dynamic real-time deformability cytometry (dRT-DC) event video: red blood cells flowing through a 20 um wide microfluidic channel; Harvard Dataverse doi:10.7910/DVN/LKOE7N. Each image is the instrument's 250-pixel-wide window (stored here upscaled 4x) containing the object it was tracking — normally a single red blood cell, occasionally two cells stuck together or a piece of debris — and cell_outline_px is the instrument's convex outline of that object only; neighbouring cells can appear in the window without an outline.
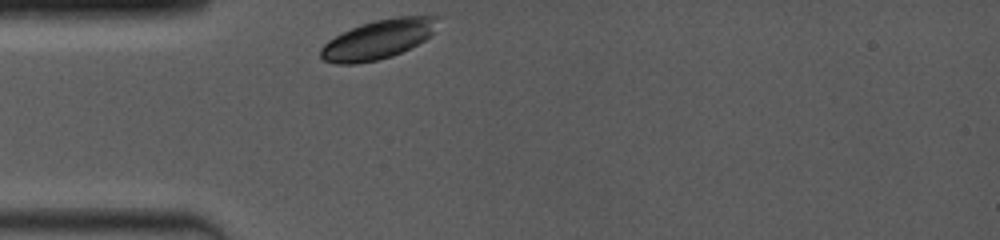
{"species": "common noctule bat (a hibernating species)", "species_latin": "Nyctalus noctula", "temperature_condition": "room temperature", "stored_images_in_passage": 13, "camera_frame_rate_fps": 4000, "um_per_image_px": 0.085, "animal": {"sex": "female", "body_mass_g": 19.0, "forearm_length_mm": 53.3}, "frame": {"image": 1, "passage_image": 1, "time_ms": 0.0, "image_size_px": [1000, 240], "cell_outline_px": [[444, 16], [432, 36], [392, 56], [376, 60], [356, 64], [336, 64], [324, 60], [320, 56], [320, 48], [328, 40], [352, 28], [376, 20], [396, 16]], "centroid_in_image_um": [32.21, 3.33], "position_along_channel_um": 52.8, "area_um2": 26.76}}
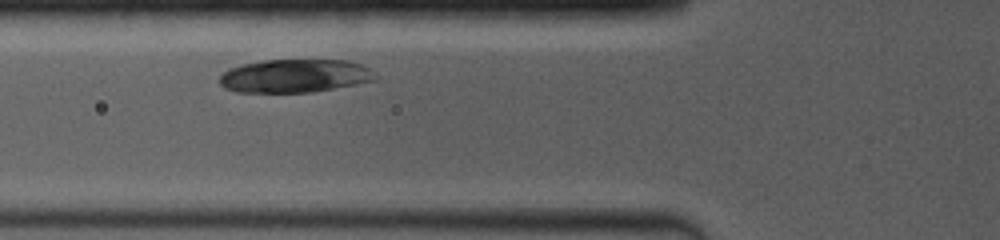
{"frame": {"image": 2, "passage_image": 8, "time_ms": 1.5, "image_size_px": [1000, 240], "cell_outline_px": [[376, 80], [356, 84], [312, 92], [236, 92], [224, 88], [220, 84], [220, 76], [228, 68], [240, 64], [264, 60], [348, 60], [360, 64], [368, 68], [376, 76]], "centroid_in_image_um": [25.02, 6.45], "position_along_channel_um": 100.8, "area_um2": 30.23}}
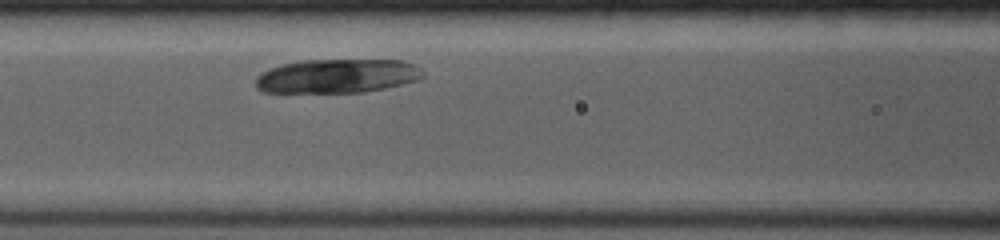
{"frame": {"image": 3, "passage_image": 12, "time_ms": 2.5, "image_size_px": [1000, 240], "cell_outline_px": [[424, 76], [420, 80], [384, 88], [364, 92], [264, 92], [256, 88], [256, 76], [260, 72], [284, 64], [304, 60], [404, 60], [420, 68], [424, 72]], "centroid_in_image_um": [28.69, 6.46], "position_along_channel_um": 137.9, "area_um2": 33.12}}